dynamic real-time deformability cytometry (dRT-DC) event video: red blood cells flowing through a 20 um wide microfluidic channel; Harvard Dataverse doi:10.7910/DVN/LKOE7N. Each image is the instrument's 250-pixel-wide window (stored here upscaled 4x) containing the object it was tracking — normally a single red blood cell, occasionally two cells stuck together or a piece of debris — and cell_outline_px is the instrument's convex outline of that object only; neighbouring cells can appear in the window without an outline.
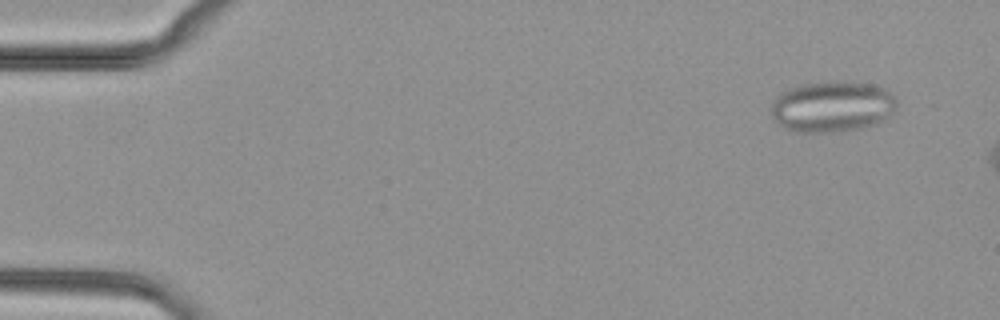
{"species": "common noctule bat (a hibernating species)", "species_latin": "Nyctalus noctula", "temperature_condition": "cold", "stored_images_in_passage": 8, "camera_frame_rate_fps": 3000, "um_per_image_px": 0.085, "animal": {"sex": "female", "body_mass_g": 29.2, "forearm_length_mm": 56.3}, "frame": {"image": 1, "passage_image": 2, "time_ms": 0.333, "image_size_px": [1000, 320], "cell_outline_px": [[896, 112], [876, 124], [860, 128], [840, 132], [796, 132], [784, 128], [772, 116], [772, 104], [776, 96], [788, 88], [804, 84], [824, 80], [852, 80], [872, 84], [884, 88], [896, 100]], "centroid_in_image_um": [70.76, 9.04], "position_along_channel_um": 14.2, "area_um2": 37.92}}